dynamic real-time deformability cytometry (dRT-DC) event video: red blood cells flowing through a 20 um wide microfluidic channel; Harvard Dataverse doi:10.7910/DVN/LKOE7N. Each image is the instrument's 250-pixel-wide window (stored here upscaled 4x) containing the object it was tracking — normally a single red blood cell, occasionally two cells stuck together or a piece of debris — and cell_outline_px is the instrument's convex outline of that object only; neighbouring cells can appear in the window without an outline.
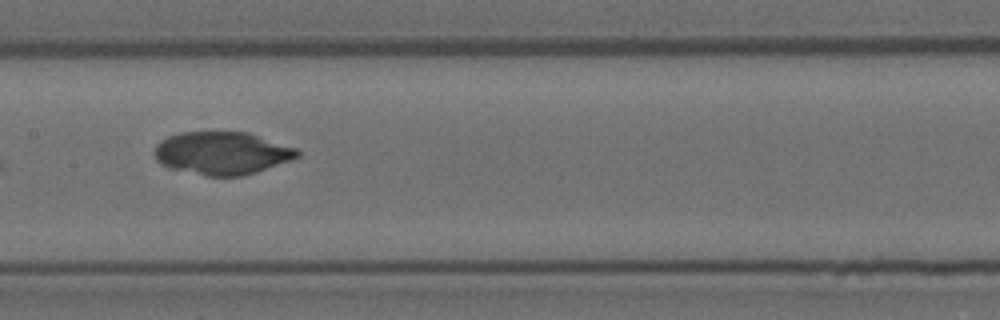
{"species": "Egyptian fruit bat (a non-hibernating species)", "species_latin": "Rousettus aegyptiacus", "temperature_condition": "room temperature", "stored_images_in_passage": 10, "camera_frame_rate_fps": 3000, "um_per_image_px": 0.085, "animal": {"sex": "female"}, "frame": {"image": 1, "passage_image": 4, "time_ms": 1.0, "image_size_px": [1000, 320], "cell_outline_px": [[300, 156], [256, 172], [240, 176], [208, 176], [168, 168], [160, 164], [156, 160], [152, 152], [156, 144], [160, 140], [168, 136], [180, 132], [248, 132], [296, 148], [300, 152]], "centroid_in_image_um": [18.81, 13.01], "position_along_channel_um": 188.6, "area_um2": 35.72}}
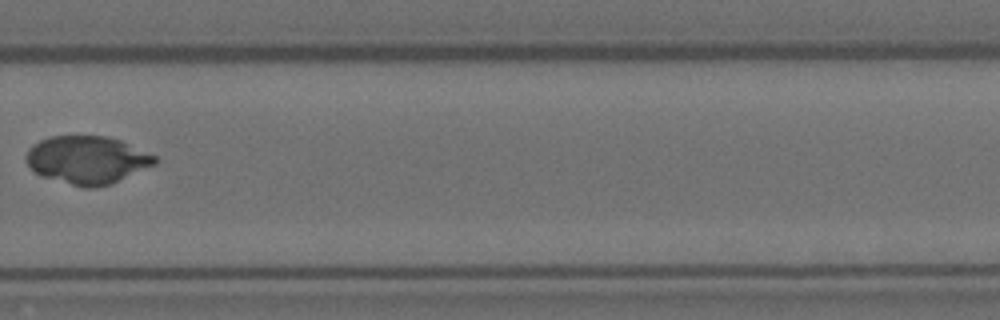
{"frame": {"image": 2, "passage_image": 7, "time_ms": 2.0, "image_size_px": [1000, 320], "cell_outline_px": [[156, 164], [112, 184], [96, 188], [84, 188], [44, 176], [36, 172], [24, 160], [24, 156], [28, 148], [32, 144], [40, 140], [52, 136], [108, 136], [120, 140], [156, 156]], "centroid_in_image_um": [7.41, 13.59], "position_along_channel_um": 322.4, "area_um2": 35.89}}
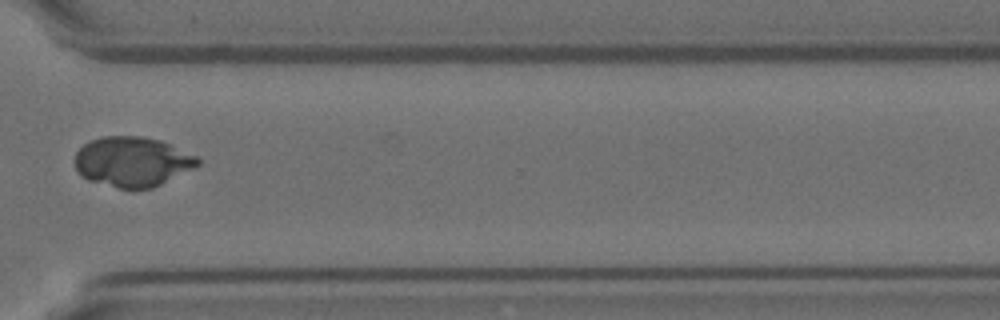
{"frame": {"image": 3, "passage_image": 8, "time_ms": 2.333, "image_size_px": [1000, 320], "cell_outline_px": [[200, 164], [196, 168], [152, 188], [120, 188], [88, 180], [80, 176], [76, 172], [76, 152], [88, 140], [100, 136], [140, 136], [160, 140], [196, 156], [200, 160]], "centroid_in_image_um": [11.24, 13.74], "position_along_channel_um": 359.4, "area_um2": 35.78}}